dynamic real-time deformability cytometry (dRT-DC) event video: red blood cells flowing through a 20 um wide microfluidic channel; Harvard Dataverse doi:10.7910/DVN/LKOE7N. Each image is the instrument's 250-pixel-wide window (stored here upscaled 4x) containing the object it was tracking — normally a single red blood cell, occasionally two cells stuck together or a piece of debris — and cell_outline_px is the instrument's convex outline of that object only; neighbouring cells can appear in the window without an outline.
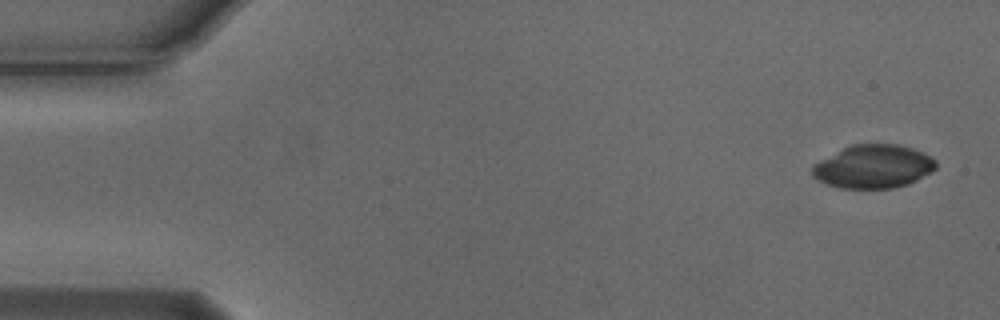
{"species": "Egyptian fruit bat (a non-hibernating species)", "species_latin": "Rousettus aegyptiacus", "temperature_condition": "cold", "stored_images_in_passage": 5, "segment_of_instrument_passage": [1, 2], "camera_frame_rate_fps": 3000, "um_per_image_px": 0.085, "animal": {"sex": "male"}, "frame": {"image": 1, "passage_image": 1, "time_ms": 0.0, "image_size_px": [1000, 320], "cell_outline_px": [[936, 168], [932, 172], [908, 184], [892, 188], [840, 188], [828, 184], [812, 176], [812, 164], [852, 144], [900, 144], [924, 152], [932, 156], [936, 160]], "centroid_in_image_um": [74.27, 14.15], "position_along_channel_um": 10.7, "area_um2": 31.27}}
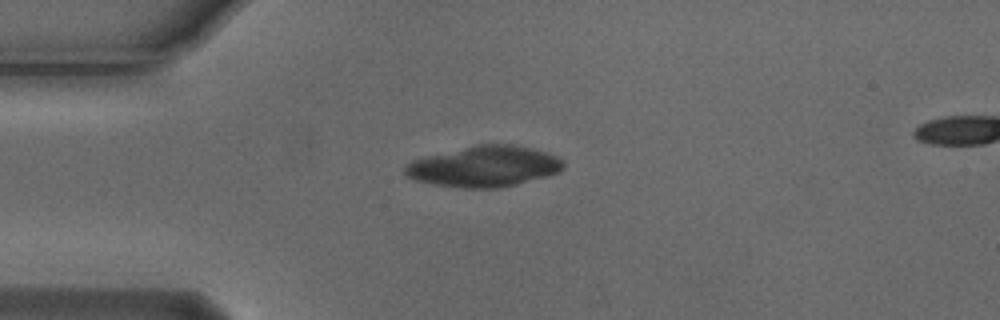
{"frame": {"image": 2, "passage_image": 4, "time_ms": 1.0, "image_size_px": [1000, 320], "cell_outline_px": [[564, 168], [560, 172], [548, 176], [516, 184], [496, 188], [464, 188], [436, 184], [416, 180], [404, 176], [404, 164], [412, 160], [476, 144], [512, 144], [532, 148], [560, 156], [564, 160]], "centroid_in_image_um": [41.19, 14.14], "position_along_channel_um": 43.8, "area_um2": 37.8}}